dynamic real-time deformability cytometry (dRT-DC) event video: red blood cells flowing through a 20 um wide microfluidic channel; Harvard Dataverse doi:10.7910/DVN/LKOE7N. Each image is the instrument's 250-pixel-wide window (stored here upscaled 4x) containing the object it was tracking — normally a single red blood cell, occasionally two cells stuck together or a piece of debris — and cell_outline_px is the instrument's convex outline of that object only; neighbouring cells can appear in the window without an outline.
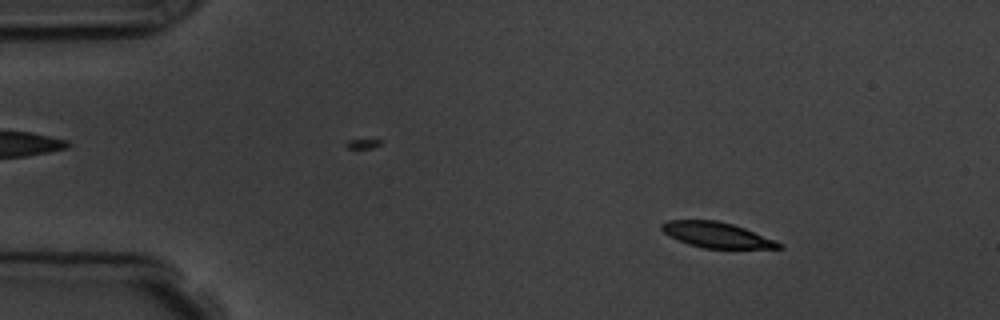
{"species": "common noctule bat (a hibernating species)", "species_latin": "Nyctalus noctula", "temperature_condition": "room temperature", "stored_images_in_passage": 4, "camera_frame_rate_fps": 3000, "um_per_image_px": 0.085, "animal": {"sex": "male", "body_mass_g": 19.5, "forearm_length_mm": 54.6}, "frame": {"image": 1, "passage_image": 2, "time_ms": 1.0, "image_size_px": [1000, 320], "cell_outline_px": [[784, 248], [704, 248], [688, 244], [664, 232], [660, 228], [660, 224], [668, 220], [716, 220], [732, 224], [744, 228], [776, 240], [784, 244]], "centroid_in_image_um": [60.95, 19.96], "position_along_channel_um": 24.1, "area_um2": 17.22}}